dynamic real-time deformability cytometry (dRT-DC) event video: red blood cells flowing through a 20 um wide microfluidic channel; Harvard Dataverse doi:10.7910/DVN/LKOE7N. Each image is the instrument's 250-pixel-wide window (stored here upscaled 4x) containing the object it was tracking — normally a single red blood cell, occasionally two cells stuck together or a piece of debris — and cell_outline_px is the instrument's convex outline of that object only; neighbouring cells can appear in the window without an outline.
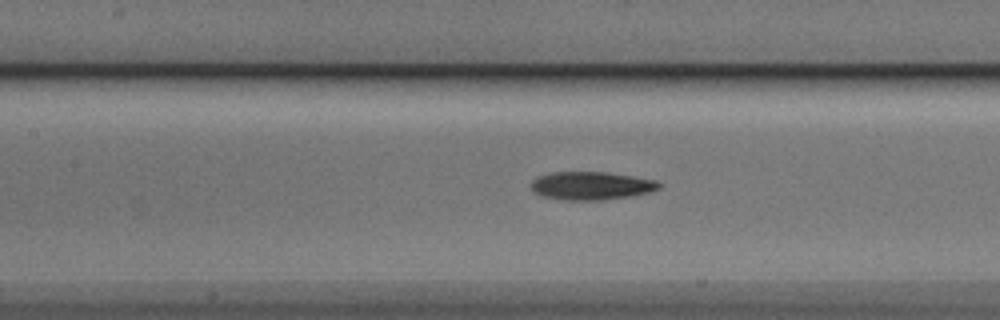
{"species": "Egyptian fruit bat (a non-hibernating species)", "species_latin": "Rousettus aegyptiacus", "temperature_condition": "cold", "stored_images_in_passage": 34, "camera_frame_rate_fps": 3000, "um_per_image_px": 0.085, "animal": {"sex": "male"}, "frame": {"image": 1, "passage_image": 15, "time_ms": 4.667, "image_size_px": [1000, 320], "cell_outline_px": [[660, 188], [648, 192], [632, 196], [604, 200], [564, 200], [544, 196], [532, 192], [532, 180], [536, 176], [552, 172], [604, 172], [632, 176], [656, 180], [660, 184]], "centroid_in_image_um": [50.23, 15.79], "position_along_channel_um": 157.2, "area_um2": 20.98}}
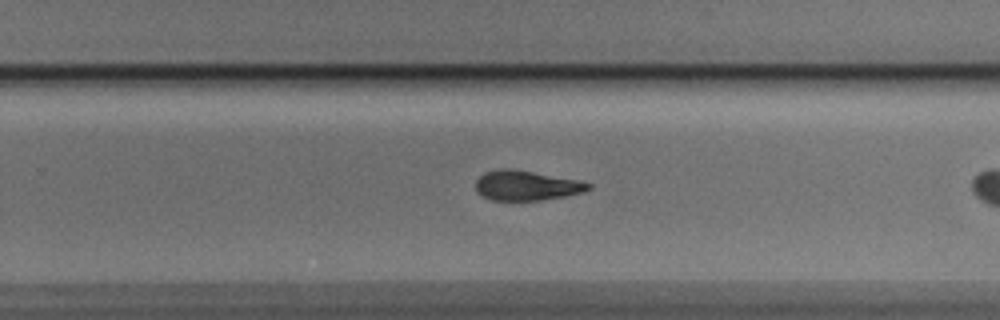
{"frame": {"image": 2, "passage_image": 25, "time_ms": 8.0, "image_size_px": [1000, 320], "cell_outline_px": [[592, 188], [584, 192], [544, 200], [492, 200], [480, 196], [476, 192], [476, 180], [484, 172], [508, 168], [532, 172], [576, 180], [592, 184]], "centroid_in_image_um": [44.72, 15.79], "position_along_channel_um": 285.1, "area_um2": 19.42}}